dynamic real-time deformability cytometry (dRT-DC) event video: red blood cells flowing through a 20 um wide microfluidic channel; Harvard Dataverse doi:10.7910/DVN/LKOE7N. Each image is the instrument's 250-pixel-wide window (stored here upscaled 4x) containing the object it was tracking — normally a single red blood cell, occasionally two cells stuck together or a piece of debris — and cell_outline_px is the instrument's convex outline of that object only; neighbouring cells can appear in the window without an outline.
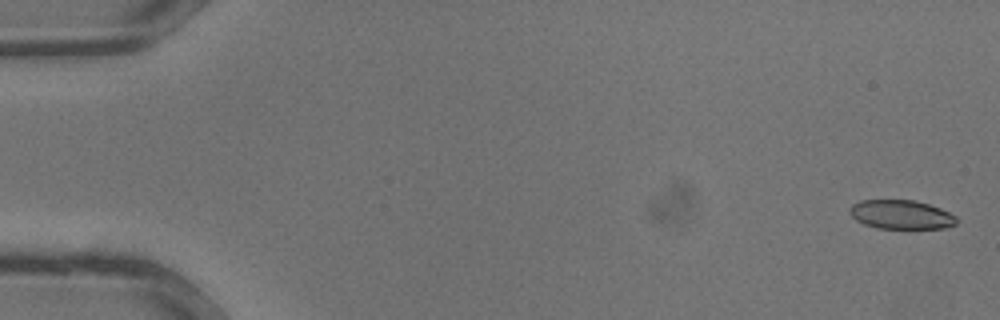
{"species": "common noctule bat (a hibernating species)", "species_latin": "Nyctalus noctula", "temperature_condition": "warm", "stored_images_in_passage": 11, "camera_frame_rate_fps": 3000, "um_per_image_px": 0.085, "animal": {"sex": "male", "body_mass_g": 13.3}, "frame": {"image": 1, "passage_image": 1, "time_ms": 0.0, "image_size_px": [1000, 320], "cell_outline_px": [[960, 220], [956, 224], [944, 228], [876, 228], [864, 224], [856, 220], [848, 212], [848, 208], [852, 204], [860, 200], [916, 200], [940, 208], [956, 216]], "centroid_in_image_um": [76.59, 18.23], "position_along_channel_um": 8.4, "area_um2": 18.21}}